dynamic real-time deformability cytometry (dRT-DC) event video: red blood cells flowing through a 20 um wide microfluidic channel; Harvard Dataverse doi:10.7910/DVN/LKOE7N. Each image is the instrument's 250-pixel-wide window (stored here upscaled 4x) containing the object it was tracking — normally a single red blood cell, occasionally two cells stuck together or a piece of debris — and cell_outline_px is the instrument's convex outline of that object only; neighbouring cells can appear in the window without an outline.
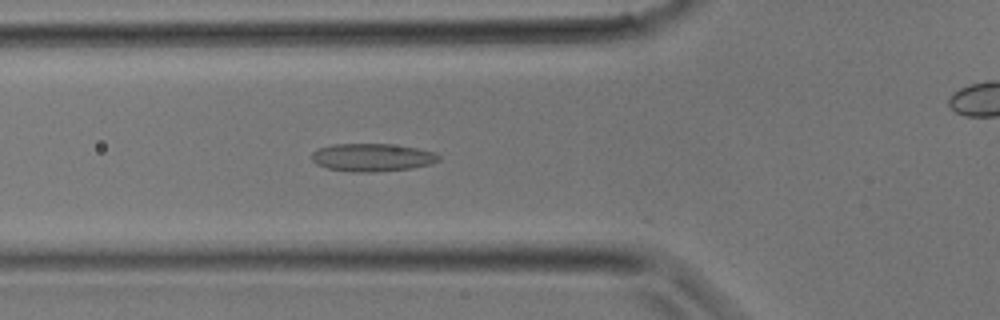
{"species": "common noctule bat (a hibernating species)", "species_latin": "Nyctalus noctula", "temperature_condition": "room temperature", "stored_images_in_passage": 30, "camera_frame_rate_fps": 3000, "um_per_image_px": 0.085, "animal": {"sex": "male", "body_mass_g": 17.9}, "frame": {"image": 1, "passage_image": 10, "time_ms": 3.0, "image_size_px": [1000, 320], "cell_outline_px": [[440, 160], [432, 164], [412, 168], [372, 172], [352, 172], [328, 168], [316, 164], [308, 156], [312, 152], [320, 148], [332, 144], [388, 144], [416, 148], [436, 152], [440, 156]], "centroid_in_image_um": [31.63, 13.38], "position_along_channel_um": 94.2, "area_um2": 20.75}}
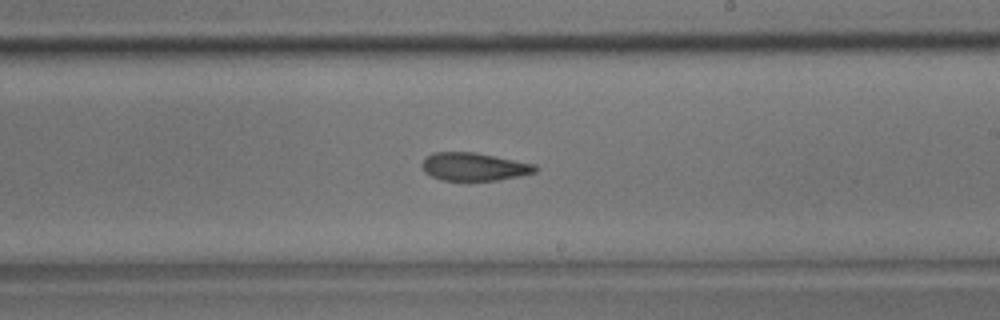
{"frame": {"image": 2, "passage_image": 17, "time_ms": 5.333, "image_size_px": [1000, 320], "cell_outline_px": [[540, 168], [536, 172], [520, 176], [496, 180], [440, 180], [424, 172], [420, 164], [424, 156], [432, 152], [476, 152], [536, 164]], "centroid_in_image_um": [40.28, 14.16], "position_along_channel_um": 248.7, "area_um2": 18.79}}
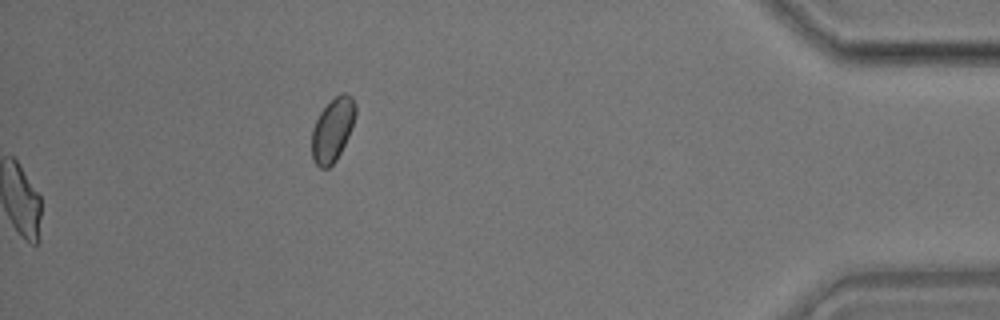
{"frame": {"image": 3, "passage_image": 30, "time_ms": 9.667, "image_size_px": [1000, 320], "cell_outline_px": [[356, 112], [352, 128], [336, 160], [328, 168], [320, 168], [312, 160], [312, 128], [320, 112], [336, 96], [344, 92], [352, 96], [356, 104]], "centroid_in_image_um": [28.27, 11.02], "position_along_channel_um": 406.9, "area_um2": 16.07}}